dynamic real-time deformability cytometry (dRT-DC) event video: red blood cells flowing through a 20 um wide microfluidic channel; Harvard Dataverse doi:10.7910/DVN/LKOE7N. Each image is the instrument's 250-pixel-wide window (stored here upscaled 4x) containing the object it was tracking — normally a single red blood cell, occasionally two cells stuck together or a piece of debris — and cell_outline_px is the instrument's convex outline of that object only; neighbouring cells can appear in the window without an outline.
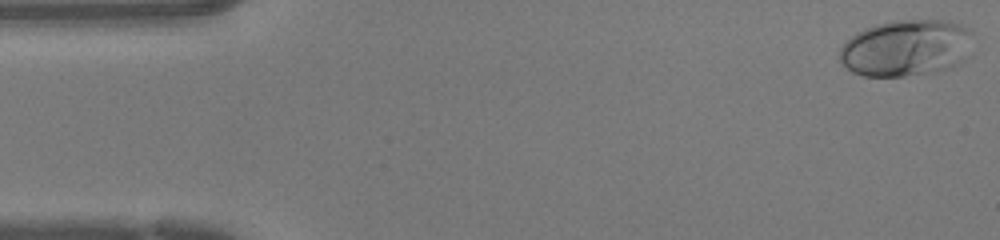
{"species": "human", "species_latin": "Homo sapiens", "temperature_condition": "warm", "stored_images_in_passage": 47, "camera_frame_rate_fps": 3000, "um_per_image_px": 0.085, "donor": {"sex": "female"}, "frame": {"image": 1, "passage_image": 1, "time_ms": 0.0, "image_size_px": [1000, 240], "cell_outline_px": [[972, 32], [960, 60], [952, 68], [936, 72], [904, 76], [864, 76], [852, 72], [840, 60], [840, 48], [856, 32], [864, 28], [876, 24], [896, 20], [944, 20], [960, 24], [972, 28]], "centroid_in_image_um": [76.97, 4.07], "position_along_channel_um": 8.0, "area_um2": 43.47}}
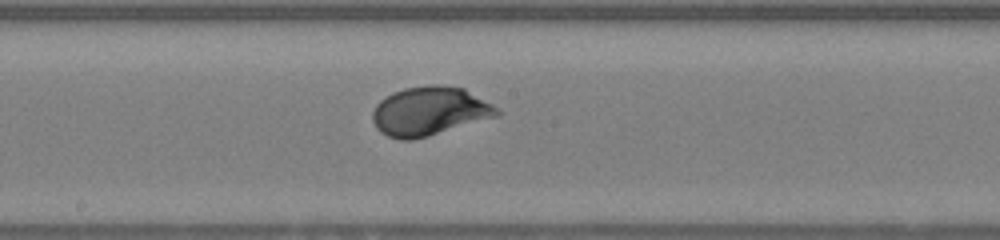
{"frame": {"image": 2, "passage_image": 24, "time_ms": 7.667, "image_size_px": [1000, 240], "cell_outline_px": [[500, 116], [428, 136], [412, 140], [400, 140], [388, 136], [380, 132], [376, 128], [372, 120], [372, 112], [376, 104], [384, 96], [392, 92], [404, 88], [432, 84], [440, 84], [464, 88], [492, 104], [500, 112]], "centroid_in_image_um": [36.49, 9.45], "position_along_channel_um": 211.7, "area_um2": 35.72}}
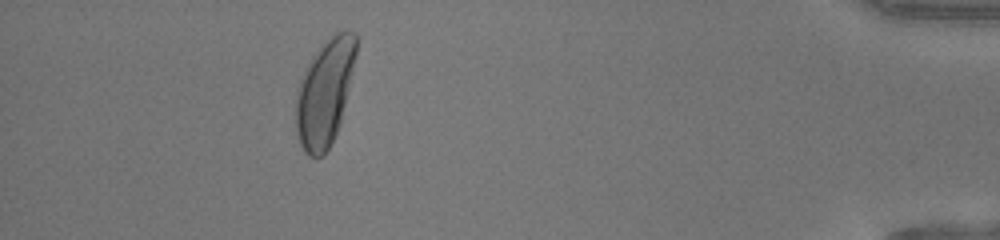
{"frame": {"image": 3, "passage_image": 42, "time_ms": 13.667, "image_size_px": [1000, 240], "cell_outline_px": [[356, 56], [340, 124], [328, 148], [320, 156], [308, 156], [304, 152], [300, 144], [296, 132], [296, 92], [300, 80], [312, 56], [320, 44], [336, 32], [344, 28], [348, 28], [356, 32]], "centroid_in_image_um": [27.61, 7.8], "position_along_channel_um": 407.6, "area_um2": 37.28}, "authors_computed_cell_mechanics": {"area_um2": 34.6222, "velocity_mm_per_s": 4.2746, "shape_relaxation_time_tau1_ms": 2.7412, "shape_relaxation_time_tau2_ms": null, "deformation_change_tau1": 0.1867, "deformation_change_tau2": null}}